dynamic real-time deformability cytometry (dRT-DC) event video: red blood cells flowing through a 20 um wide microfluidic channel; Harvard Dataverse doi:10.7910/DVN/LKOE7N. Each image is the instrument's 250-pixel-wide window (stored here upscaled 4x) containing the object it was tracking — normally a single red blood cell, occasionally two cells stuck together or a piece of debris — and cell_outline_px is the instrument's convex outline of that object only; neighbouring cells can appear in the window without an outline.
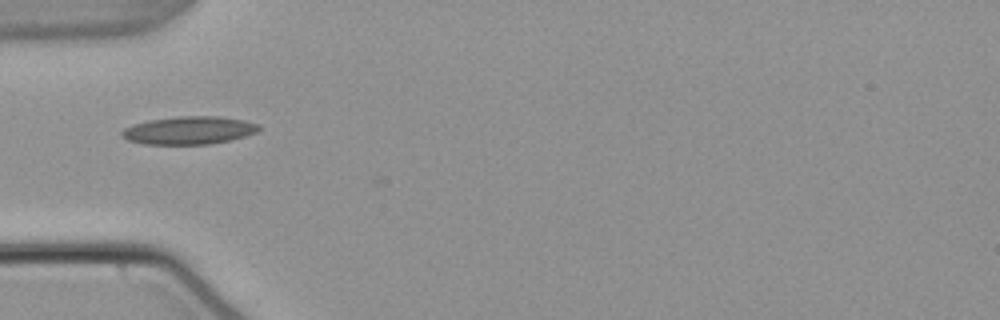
{"species": "common noctule bat (a hibernating species)", "species_latin": "Nyctalus noctula", "temperature_condition": "warm", "stored_images_in_passage": 37, "camera_frame_rate_fps": 3000, "um_per_image_px": 0.085, "animal": {"sex": "male", "body_mass_g": 21.5, "forearm_length_mm": 52.0}, "frame": {"image": 1, "passage_image": 1, "time_ms": 0.0, "image_size_px": [1000, 320], "cell_outline_px": [[260, 128], [256, 132], [244, 136], [228, 140], [208, 144], [144, 144], [128, 140], [120, 136], [120, 132], [124, 128], [132, 124], [148, 120], [180, 116], [216, 116], [244, 120], [260, 124]], "centroid_in_image_um": [16.02, 11.07], "position_along_channel_um": 69.0, "area_um2": 22.25}}
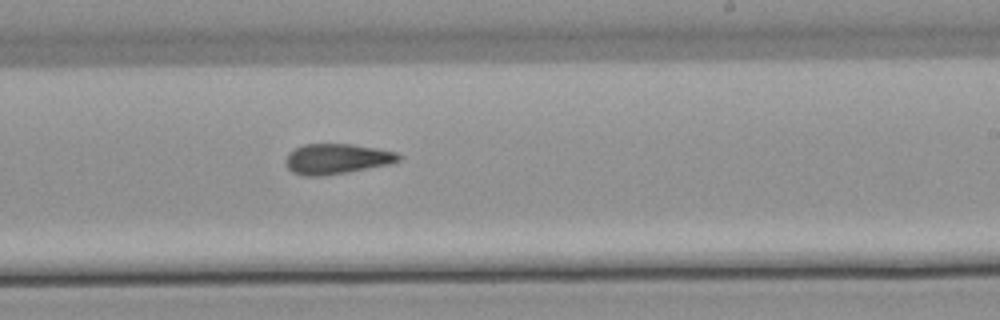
{"frame": {"image": 2, "passage_image": 16, "time_ms": 5.0, "image_size_px": [1000, 320], "cell_outline_px": [[400, 160], [388, 164], [348, 172], [324, 176], [304, 176], [292, 172], [284, 164], [284, 160], [288, 152], [304, 144], [352, 144], [376, 148], [396, 152], [400, 156]], "centroid_in_image_um": [28.56, 13.51], "position_along_channel_um": 260.4, "area_um2": 20.0}}
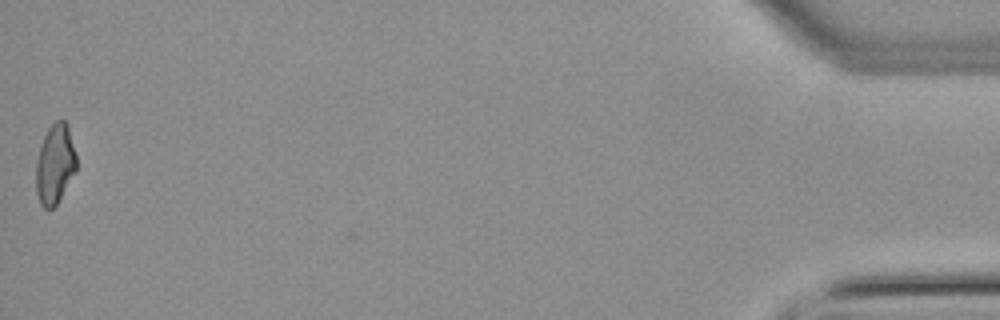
{"frame": {"image": 3, "passage_image": 37, "time_ms": 12.0, "image_size_px": [1000, 320], "cell_outline_px": [[76, 168], [56, 204], [52, 208], [44, 208], [40, 204], [36, 192], [36, 160], [44, 136], [48, 128], [60, 116], [68, 124], [76, 156]], "centroid_in_image_um": [4.66, 13.9], "position_along_channel_um": 430.5, "area_um2": 18.55}, "authors_computed_cell_mechanics": {"area_um2": 19.5364, "velocity_mm_per_s": 3.8331, "shape_relaxation_time_tau1_ms": null, "shape_relaxation_time_tau2_ms": 4.5041, "deformation_change_tau1": null, "deformation_change_tau2": 0.1314}}